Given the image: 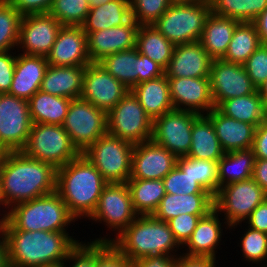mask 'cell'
Wrapping results in <instances>:
<instances>
[{
	"label": "cell",
	"mask_w": 267,
	"mask_h": 267,
	"mask_svg": "<svg viewBox=\"0 0 267 267\" xmlns=\"http://www.w3.org/2000/svg\"><path fill=\"white\" fill-rule=\"evenodd\" d=\"M137 216L127 183H108L88 219L97 224L103 222L109 228L108 231H116V238Z\"/></svg>",
	"instance_id": "obj_13"
},
{
	"label": "cell",
	"mask_w": 267,
	"mask_h": 267,
	"mask_svg": "<svg viewBox=\"0 0 267 267\" xmlns=\"http://www.w3.org/2000/svg\"><path fill=\"white\" fill-rule=\"evenodd\" d=\"M1 205L3 206V203H2V200H1V197H0V210H2V211H7L5 208L3 209V207H2ZM1 208H2V209H1Z\"/></svg>",
	"instance_id": "obj_64"
},
{
	"label": "cell",
	"mask_w": 267,
	"mask_h": 267,
	"mask_svg": "<svg viewBox=\"0 0 267 267\" xmlns=\"http://www.w3.org/2000/svg\"><path fill=\"white\" fill-rule=\"evenodd\" d=\"M3 154H4V152L0 149V161H1Z\"/></svg>",
	"instance_id": "obj_65"
},
{
	"label": "cell",
	"mask_w": 267,
	"mask_h": 267,
	"mask_svg": "<svg viewBox=\"0 0 267 267\" xmlns=\"http://www.w3.org/2000/svg\"><path fill=\"white\" fill-rule=\"evenodd\" d=\"M252 150L255 159H267V119L256 127Z\"/></svg>",
	"instance_id": "obj_53"
},
{
	"label": "cell",
	"mask_w": 267,
	"mask_h": 267,
	"mask_svg": "<svg viewBox=\"0 0 267 267\" xmlns=\"http://www.w3.org/2000/svg\"><path fill=\"white\" fill-rule=\"evenodd\" d=\"M0 237H4V229H5V224H6V215H7V211H1L0 210ZM4 213V214H3Z\"/></svg>",
	"instance_id": "obj_61"
},
{
	"label": "cell",
	"mask_w": 267,
	"mask_h": 267,
	"mask_svg": "<svg viewBox=\"0 0 267 267\" xmlns=\"http://www.w3.org/2000/svg\"><path fill=\"white\" fill-rule=\"evenodd\" d=\"M95 267H132V261L112 242H96Z\"/></svg>",
	"instance_id": "obj_46"
},
{
	"label": "cell",
	"mask_w": 267,
	"mask_h": 267,
	"mask_svg": "<svg viewBox=\"0 0 267 267\" xmlns=\"http://www.w3.org/2000/svg\"><path fill=\"white\" fill-rule=\"evenodd\" d=\"M57 169L27 157L22 151L4 152L0 161V197L7 210L21 202L56 191Z\"/></svg>",
	"instance_id": "obj_1"
},
{
	"label": "cell",
	"mask_w": 267,
	"mask_h": 267,
	"mask_svg": "<svg viewBox=\"0 0 267 267\" xmlns=\"http://www.w3.org/2000/svg\"><path fill=\"white\" fill-rule=\"evenodd\" d=\"M211 11L238 22H252L267 8V0H210Z\"/></svg>",
	"instance_id": "obj_40"
},
{
	"label": "cell",
	"mask_w": 267,
	"mask_h": 267,
	"mask_svg": "<svg viewBox=\"0 0 267 267\" xmlns=\"http://www.w3.org/2000/svg\"><path fill=\"white\" fill-rule=\"evenodd\" d=\"M61 27L49 13L22 16L17 52L21 50L23 54L46 57Z\"/></svg>",
	"instance_id": "obj_17"
},
{
	"label": "cell",
	"mask_w": 267,
	"mask_h": 267,
	"mask_svg": "<svg viewBox=\"0 0 267 267\" xmlns=\"http://www.w3.org/2000/svg\"><path fill=\"white\" fill-rule=\"evenodd\" d=\"M89 10V0H54L48 13L62 26H81Z\"/></svg>",
	"instance_id": "obj_42"
},
{
	"label": "cell",
	"mask_w": 267,
	"mask_h": 267,
	"mask_svg": "<svg viewBox=\"0 0 267 267\" xmlns=\"http://www.w3.org/2000/svg\"><path fill=\"white\" fill-rule=\"evenodd\" d=\"M238 23L235 19L216 15L211 11L199 42L213 60L223 59Z\"/></svg>",
	"instance_id": "obj_29"
},
{
	"label": "cell",
	"mask_w": 267,
	"mask_h": 267,
	"mask_svg": "<svg viewBox=\"0 0 267 267\" xmlns=\"http://www.w3.org/2000/svg\"><path fill=\"white\" fill-rule=\"evenodd\" d=\"M132 19L130 0H112L97 7H91L84 23V32H96L114 26H123Z\"/></svg>",
	"instance_id": "obj_31"
},
{
	"label": "cell",
	"mask_w": 267,
	"mask_h": 267,
	"mask_svg": "<svg viewBox=\"0 0 267 267\" xmlns=\"http://www.w3.org/2000/svg\"><path fill=\"white\" fill-rule=\"evenodd\" d=\"M22 15L48 13L54 0H8Z\"/></svg>",
	"instance_id": "obj_51"
},
{
	"label": "cell",
	"mask_w": 267,
	"mask_h": 267,
	"mask_svg": "<svg viewBox=\"0 0 267 267\" xmlns=\"http://www.w3.org/2000/svg\"><path fill=\"white\" fill-rule=\"evenodd\" d=\"M191 175L214 197L219 191L217 162L191 158Z\"/></svg>",
	"instance_id": "obj_45"
},
{
	"label": "cell",
	"mask_w": 267,
	"mask_h": 267,
	"mask_svg": "<svg viewBox=\"0 0 267 267\" xmlns=\"http://www.w3.org/2000/svg\"><path fill=\"white\" fill-rule=\"evenodd\" d=\"M243 66L252 83L258 88L267 79V45H260Z\"/></svg>",
	"instance_id": "obj_47"
},
{
	"label": "cell",
	"mask_w": 267,
	"mask_h": 267,
	"mask_svg": "<svg viewBox=\"0 0 267 267\" xmlns=\"http://www.w3.org/2000/svg\"><path fill=\"white\" fill-rule=\"evenodd\" d=\"M200 116L196 112L186 110L173 109L166 112L153 120L151 140L177 158L186 157L190 151L193 123Z\"/></svg>",
	"instance_id": "obj_14"
},
{
	"label": "cell",
	"mask_w": 267,
	"mask_h": 267,
	"mask_svg": "<svg viewBox=\"0 0 267 267\" xmlns=\"http://www.w3.org/2000/svg\"><path fill=\"white\" fill-rule=\"evenodd\" d=\"M22 15L8 0H0V52L17 48Z\"/></svg>",
	"instance_id": "obj_41"
},
{
	"label": "cell",
	"mask_w": 267,
	"mask_h": 267,
	"mask_svg": "<svg viewBox=\"0 0 267 267\" xmlns=\"http://www.w3.org/2000/svg\"><path fill=\"white\" fill-rule=\"evenodd\" d=\"M138 55L139 51L135 47L108 55L98 63L131 90L138 85Z\"/></svg>",
	"instance_id": "obj_37"
},
{
	"label": "cell",
	"mask_w": 267,
	"mask_h": 267,
	"mask_svg": "<svg viewBox=\"0 0 267 267\" xmlns=\"http://www.w3.org/2000/svg\"><path fill=\"white\" fill-rule=\"evenodd\" d=\"M168 0H130L132 19L140 25H153L169 8Z\"/></svg>",
	"instance_id": "obj_44"
},
{
	"label": "cell",
	"mask_w": 267,
	"mask_h": 267,
	"mask_svg": "<svg viewBox=\"0 0 267 267\" xmlns=\"http://www.w3.org/2000/svg\"><path fill=\"white\" fill-rule=\"evenodd\" d=\"M260 45V38L254 23L239 22L233 32L223 60L243 65Z\"/></svg>",
	"instance_id": "obj_38"
},
{
	"label": "cell",
	"mask_w": 267,
	"mask_h": 267,
	"mask_svg": "<svg viewBox=\"0 0 267 267\" xmlns=\"http://www.w3.org/2000/svg\"><path fill=\"white\" fill-rule=\"evenodd\" d=\"M257 29L261 45H267V8L252 21Z\"/></svg>",
	"instance_id": "obj_58"
},
{
	"label": "cell",
	"mask_w": 267,
	"mask_h": 267,
	"mask_svg": "<svg viewBox=\"0 0 267 267\" xmlns=\"http://www.w3.org/2000/svg\"><path fill=\"white\" fill-rule=\"evenodd\" d=\"M209 80L215 108L227 99L246 96L257 91L243 65L223 59L212 61Z\"/></svg>",
	"instance_id": "obj_15"
},
{
	"label": "cell",
	"mask_w": 267,
	"mask_h": 267,
	"mask_svg": "<svg viewBox=\"0 0 267 267\" xmlns=\"http://www.w3.org/2000/svg\"><path fill=\"white\" fill-rule=\"evenodd\" d=\"M257 90L267 108V79L257 88Z\"/></svg>",
	"instance_id": "obj_60"
},
{
	"label": "cell",
	"mask_w": 267,
	"mask_h": 267,
	"mask_svg": "<svg viewBox=\"0 0 267 267\" xmlns=\"http://www.w3.org/2000/svg\"><path fill=\"white\" fill-rule=\"evenodd\" d=\"M247 228L244 229L243 236L239 237L243 260L259 266L267 265L263 264L267 262V233L248 226Z\"/></svg>",
	"instance_id": "obj_43"
},
{
	"label": "cell",
	"mask_w": 267,
	"mask_h": 267,
	"mask_svg": "<svg viewBox=\"0 0 267 267\" xmlns=\"http://www.w3.org/2000/svg\"><path fill=\"white\" fill-rule=\"evenodd\" d=\"M206 116L212 121L221 148L224 152L252 148L256 127L224 115L218 108Z\"/></svg>",
	"instance_id": "obj_25"
},
{
	"label": "cell",
	"mask_w": 267,
	"mask_h": 267,
	"mask_svg": "<svg viewBox=\"0 0 267 267\" xmlns=\"http://www.w3.org/2000/svg\"><path fill=\"white\" fill-rule=\"evenodd\" d=\"M248 227L267 233V198L244 221Z\"/></svg>",
	"instance_id": "obj_54"
},
{
	"label": "cell",
	"mask_w": 267,
	"mask_h": 267,
	"mask_svg": "<svg viewBox=\"0 0 267 267\" xmlns=\"http://www.w3.org/2000/svg\"><path fill=\"white\" fill-rule=\"evenodd\" d=\"M129 91L99 63L86 66L80 98L98 109L108 113Z\"/></svg>",
	"instance_id": "obj_16"
},
{
	"label": "cell",
	"mask_w": 267,
	"mask_h": 267,
	"mask_svg": "<svg viewBox=\"0 0 267 267\" xmlns=\"http://www.w3.org/2000/svg\"><path fill=\"white\" fill-rule=\"evenodd\" d=\"M46 60L52 66L89 65L87 34L82 27L62 26Z\"/></svg>",
	"instance_id": "obj_20"
},
{
	"label": "cell",
	"mask_w": 267,
	"mask_h": 267,
	"mask_svg": "<svg viewBox=\"0 0 267 267\" xmlns=\"http://www.w3.org/2000/svg\"><path fill=\"white\" fill-rule=\"evenodd\" d=\"M217 108L224 115L255 127L267 119V108L258 90L246 96L227 99Z\"/></svg>",
	"instance_id": "obj_34"
},
{
	"label": "cell",
	"mask_w": 267,
	"mask_h": 267,
	"mask_svg": "<svg viewBox=\"0 0 267 267\" xmlns=\"http://www.w3.org/2000/svg\"><path fill=\"white\" fill-rule=\"evenodd\" d=\"M91 240L90 242H79L68 253V256L60 267H95L96 242H92Z\"/></svg>",
	"instance_id": "obj_48"
},
{
	"label": "cell",
	"mask_w": 267,
	"mask_h": 267,
	"mask_svg": "<svg viewBox=\"0 0 267 267\" xmlns=\"http://www.w3.org/2000/svg\"><path fill=\"white\" fill-rule=\"evenodd\" d=\"M107 236L95 238L92 242H112L131 261L151 255L176 258L180 255L178 249H182L168 223L157 220L152 215H138L116 238Z\"/></svg>",
	"instance_id": "obj_4"
},
{
	"label": "cell",
	"mask_w": 267,
	"mask_h": 267,
	"mask_svg": "<svg viewBox=\"0 0 267 267\" xmlns=\"http://www.w3.org/2000/svg\"><path fill=\"white\" fill-rule=\"evenodd\" d=\"M168 1L172 5V4L200 3V2H207L210 0H168Z\"/></svg>",
	"instance_id": "obj_62"
},
{
	"label": "cell",
	"mask_w": 267,
	"mask_h": 267,
	"mask_svg": "<svg viewBox=\"0 0 267 267\" xmlns=\"http://www.w3.org/2000/svg\"><path fill=\"white\" fill-rule=\"evenodd\" d=\"M29 103L8 93L0 97V149L3 152L22 151L31 132Z\"/></svg>",
	"instance_id": "obj_12"
},
{
	"label": "cell",
	"mask_w": 267,
	"mask_h": 267,
	"mask_svg": "<svg viewBox=\"0 0 267 267\" xmlns=\"http://www.w3.org/2000/svg\"><path fill=\"white\" fill-rule=\"evenodd\" d=\"M214 209L212 194H170L161 199L157 209L152 214L160 221H169L180 214L208 215Z\"/></svg>",
	"instance_id": "obj_26"
},
{
	"label": "cell",
	"mask_w": 267,
	"mask_h": 267,
	"mask_svg": "<svg viewBox=\"0 0 267 267\" xmlns=\"http://www.w3.org/2000/svg\"><path fill=\"white\" fill-rule=\"evenodd\" d=\"M152 125L131 91L107 113V132L134 145L151 140Z\"/></svg>",
	"instance_id": "obj_10"
},
{
	"label": "cell",
	"mask_w": 267,
	"mask_h": 267,
	"mask_svg": "<svg viewBox=\"0 0 267 267\" xmlns=\"http://www.w3.org/2000/svg\"><path fill=\"white\" fill-rule=\"evenodd\" d=\"M112 0H89L90 8L91 7H97L99 5L105 4L107 2H110Z\"/></svg>",
	"instance_id": "obj_63"
},
{
	"label": "cell",
	"mask_w": 267,
	"mask_h": 267,
	"mask_svg": "<svg viewBox=\"0 0 267 267\" xmlns=\"http://www.w3.org/2000/svg\"><path fill=\"white\" fill-rule=\"evenodd\" d=\"M177 159L152 140L135 144L129 179L162 180L177 165Z\"/></svg>",
	"instance_id": "obj_18"
},
{
	"label": "cell",
	"mask_w": 267,
	"mask_h": 267,
	"mask_svg": "<svg viewBox=\"0 0 267 267\" xmlns=\"http://www.w3.org/2000/svg\"><path fill=\"white\" fill-rule=\"evenodd\" d=\"M205 216L206 215H192L185 213L167 221L170 230L173 232L176 241L181 247H183L190 239L198 221Z\"/></svg>",
	"instance_id": "obj_49"
},
{
	"label": "cell",
	"mask_w": 267,
	"mask_h": 267,
	"mask_svg": "<svg viewBox=\"0 0 267 267\" xmlns=\"http://www.w3.org/2000/svg\"><path fill=\"white\" fill-rule=\"evenodd\" d=\"M165 74V70L151 60L139 53L138 55V84L161 77Z\"/></svg>",
	"instance_id": "obj_52"
},
{
	"label": "cell",
	"mask_w": 267,
	"mask_h": 267,
	"mask_svg": "<svg viewBox=\"0 0 267 267\" xmlns=\"http://www.w3.org/2000/svg\"><path fill=\"white\" fill-rule=\"evenodd\" d=\"M75 221L55 191L7 209L4 230L68 232Z\"/></svg>",
	"instance_id": "obj_5"
},
{
	"label": "cell",
	"mask_w": 267,
	"mask_h": 267,
	"mask_svg": "<svg viewBox=\"0 0 267 267\" xmlns=\"http://www.w3.org/2000/svg\"><path fill=\"white\" fill-rule=\"evenodd\" d=\"M138 27L137 22L131 19L123 26H114L96 32H85L91 63H98L113 53L135 48Z\"/></svg>",
	"instance_id": "obj_21"
},
{
	"label": "cell",
	"mask_w": 267,
	"mask_h": 267,
	"mask_svg": "<svg viewBox=\"0 0 267 267\" xmlns=\"http://www.w3.org/2000/svg\"><path fill=\"white\" fill-rule=\"evenodd\" d=\"M130 91L152 120L174 109L170 96L169 81L165 74L142 82L134 86Z\"/></svg>",
	"instance_id": "obj_28"
},
{
	"label": "cell",
	"mask_w": 267,
	"mask_h": 267,
	"mask_svg": "<svg viewBox=\"0 0 267 267\" xmlns=\"http://www.w3.org/2000/svg\"><path fill=\"white\" fill-rule=\"evenodd\" d=\"M126 183L137 215H152L166 195L162 180L129 179Z\"/></svg>",
	"instance_id": "obj_36"
},
{
	"label": "cell",
	"mask_w": 267,
	"mask_h": 267,
	"mask_svg": "<svg viewBox=\"0 0 267 267\" xmlns=\"http://www.w3.org/2000/svg\"><path fill=\"white\" fill-rule=\"evenodd\" d=\"M174 109L208 114L215 108L209 77L168 78Z\"/></svg>",
	"instance_id": "obj_19"
},
{
	"label": "cell",
	"mask_w": 267,
	"mask_h": 267,
	"mask_svg": "<svg viewBox=\"0 0 267 267\" xmlns=\"http://www.w3.org/2000/svg\"><path fill=\"white\" fill-rule=\"evenodd\" d=\"M213 59L199 41L175 45L171 60L165 69L167 78L209 77Z\"/></svg>",
	"instance_id": "obj_22"
},
{
	"label": "cell",
	"mask_w": 267,
	"mask_h": 267,
	"mask_svg": "<svg viewBox=\"0 0 267 267\" xmlns=\"http://www.w3.org/2000/svg\"><path fill=\"white\" fill-rule=\"evenodd\" d=\"M224 153L212 121L201 115L193 123L190 151L186 157L218 162Z\"/></svg>",
	"instance_id": "obj_30"
},
{
	"label": "cell",
	"mask_w": 267,
	"mask_h": 267,
	"mask_svg": "<svg viewBox=\"0 0 267 267\" xmlns=\"http://www.w3.org/2000/svg\"><path fill=\"white\" fill-rule=\"evenodd\" d=\"M16 55L15 71L8 94L28 101L40 90L49 64L43 56L23 53Z\"/></svg>",
	"instance_id": "obj_24"
},
{
	"label": "cell",
	"mask_w": 267,
	"mask_h": 267,
	"mask_svg": "<svg viewBox=\"0 0 267 267\" xmlns=\"http://www.w3.org/2000/svg\"><path fill=\"white\" fill-rule=\"evenodd\" d=\"M266 198L264 190L249 178L220 187L214 197V209L220 215L224 214L223 219L232 231Z\"/></svg>",
	"instance_id": "obj_9"
},
{
	"label": "cell",
	"mask_w": 267,
	"mask_h": 267,
	"mask_svg": "<svg viewBox=\"0 0 267 267\" xmlns=\"http://www.w3.org/2000/svg\"><path fill=\"white\" fill-rule=\"evenodd\" d=\"M0 267H9L7 258V247L4 237H0Z\"/></svg>",
	"instance_id": "obj_59"
},
{
	"label": "cell",
	"mask_w": 267,
	"mask_h": 267,
	"mask_svg": "<svg viewBox=\"0 0 267 267\" xmlns=\"http://www.w3.org/2000/svg\"><path fill=\"white\" fill-rule=\"evenodd\" d=\"M107 184L101 173L82 153L57 169L56 192L77 221L93 214Z\"/></svg>",
	"instance_id": "obj_3"
},
{
	"label": "cell",
	"mask_w": 267,
	"mask_h": 267,
	"mask_svg": "<svg viewBox=\"0 0 267 267\" xmlns=\"http://www.w3.org/2000/svg\"><path fill=\"white\" fill-rule=\"evenodd\" d=\"M166 193L211 194L191 175V158L180 157L177 165L162 179Z\"/></svg>",
	"instance_id": "obj_39"
},
{
	"label": "cell",
	"mask_w": 267,
	"mask_h": 267,
	"mask_svg": "<svg viewBox=\"0 0 267 267\" xmlns=\"http://www.w3.org/2000/svg\"><path fill=\"white\" fill-rule=\"evenodd\" d=\"M255 155L252 148L225 152L217 162L219 188L252 178Z\"/></svg>",
	"instance_id": "obj_33"
},
{
	"label": "cell",
	"mask_w": 267,
	"mask_h": 267,
	"mask_svg": "<svg viewBox=\"0 0 267 267\" xmlns=\"http://www.w3.org/2000/svg\"><path fill=\"white\" fill-rule=\"evenodd\" d=\"M69 232L4 230L9 267H60L80 242Z\"/></svg>",
	"instance_id": "obj_2"
},
{
	"label": "cell",
	"mask_w": 267,
	"mask_h": 267,
	"mask_svg": "<svg viewBox=\"0 0 267 267\" xmlns=\"http://www.w3.org/2000/svg\"><path fill=\"white\" fill-rule=\"evenodd\" d=\"M252 179L267 194V159H255Z\"/></svg>",
	"instance_id": "obj_57"
},
{
	"label": "cell",
	"mask_w": 267,
	"mask_h": 267,
	"mask_svg": "<svg viewBox=\"0 0 267 267\" xmlns=\"http://www.w3.org/2000/svg\"><path fill=\"white\" fill-rule=\"evenodd\" d=\"M133 147L134 144L107 132L82 154L108 183H125L131 174Z\"/></svg>",
	"instance_id": "obj_8"
},
{
	"label": "cell",
	"mask_w": 267,
	"mask_h": 267,
	"mask_svg": "<svg viewBox=\"0 0 267 267\" xmlns=\"http://www.w3.org/2000/svg\"><path fill=\"white\" fill-rule=\"evenodd\" d=\"M136 48L164 70L171 60L174 45L154 25H140L136 35Z\"/></svg>",
	"instance_id": "obj_35"
},
{
	"label": "cell",
	"mask_w": 267,
	"mask_h": 267,
	"mask_svg": "<svg viewBox=\"0 0 267 267\" xmlns=\"http://www.w3.org/2000/svg\"><path fill=\"white\" fill-rule=\"evenodd\" d=\"M71 100L39 90L28 100L32 123L62 125Z\"/></svg>",
	"instance_id": "obj_32"
},
{
	"label": "cell",
	"mask_w": 267,
	"mask_h": 267,
	"mask_svg": "<svg viewBox=\"0 0 267 267\" xmlns=\"http://www.w3.org/2000/svg\"><path fill=\"white\" fill-rule=\"evenodd\" d=\"M211 3L172 4L153 24L174 46L200 40Z\"/></svg>",
	"instance_id": "obj_6"
},
{
	"label": "cell",
	"mask_w": 267,
	"mask_h": 267,
	"mask_svg": "<svg viewBox=\"0 0 267 267\" xmlns=\"http://www.w3.org/2000/svg\"><path fill=\"white\" fill-rule=\"evenodd\" d=\"M132 267H176V258L167 255H151L132 261Z\"/></svg>",
	"instance_id": "obj_55"
},
{
	"label": "cell",
	"mask_w": 267,
	"mask_h": 267,
	"mask_svg": "<svg viewBox=\"0 0 267 267\" xmlns=\"http://www.w3.org/2000/svg\"><path fill=\"white\" fill-rule=\"evenodd\" d=\"M218 215L219 213L213 209L208 215L202 217L198 221L190 239L182 247V249L185 247V251L187 250L185 253L183 252V254L188 256L217 258L216 249H218L217 247L219 245H222L220 242H222V235H224L223 228L230 230L226 221L223 218H219Z\"/></svg>",
	"instance_id": "obj_23"
},
{
	"label": "cell",
	"mask_w": 267,
	"mask_h": 267,
	"mask_svg": "<svg viewBox=\"0 0 267 267\" xmlns=\"http://www.w3.org/2000/svg\"><path fill=\"white\" fill-rule=\"evenodd\" d=\"M216 259L211 257L188 256L181 254L176 257V267H216Z\"/></svg>",
	"instance_id": "obj_56"
},
{
	"label": "cell",
	"mask_w": 267,
	"mask_h": 267,
	"mask_svg": "<svg viewBox=\"0 0 267 267\" xmlns=\"http://www.w3.org/2000/svg\"><path fill=\"white\" fill-rule=\"evenodd\" d=\"M22 152L32 159L52 164L56 169L81 153L72 143L63 125L33 123Z\"/></svg>",
	"instance_id": "obj_7"
},
{
	"label": "cell",
	"mask_w": 267,
	"mask_h": 267,
	"mask_svg": "<svg viewBox=\"0 0 267 267\" xmlns=\"http://www.w3.org/2000/svg\"><path fill=\"white\" fill-rule=\"evenodd\" d=\"M62 125L74 146L83 153L107 133V113L82 98L72 99Z\"/></svg>",
	"instance_id": "obj_11"
},
{
	"label": "cell",
	"mask_w": 267,
	"mask_h": 267,
	"mask_svg": "<svg viewBox=\"0 0 267 267\" xmlns=\"http://www.w3.org/2000/svg\"><path fill=\"white\" fill-rule=\"evenodd\" d=\"M13 54V55H12ZM16 51L0 52V93H8L13 80Z\"/></svg>",
	"instance_id": "obj_50"
},
{
	"label": "cell",
	"mask_w": 267,
	"mask_h": 267,
	"mask_svg": "<svg viewBox=\"0 0 267 267\" xmlns=\"http://www.w3.org/2000/svg\"><path fill=\"white\" fill-rule=\"evenodd\" d=\"M86 66H52L46 69L40 90L69 99L80 98Z\"/></svg>",
	"instance_id": "obj_27"
}]
</instances>
